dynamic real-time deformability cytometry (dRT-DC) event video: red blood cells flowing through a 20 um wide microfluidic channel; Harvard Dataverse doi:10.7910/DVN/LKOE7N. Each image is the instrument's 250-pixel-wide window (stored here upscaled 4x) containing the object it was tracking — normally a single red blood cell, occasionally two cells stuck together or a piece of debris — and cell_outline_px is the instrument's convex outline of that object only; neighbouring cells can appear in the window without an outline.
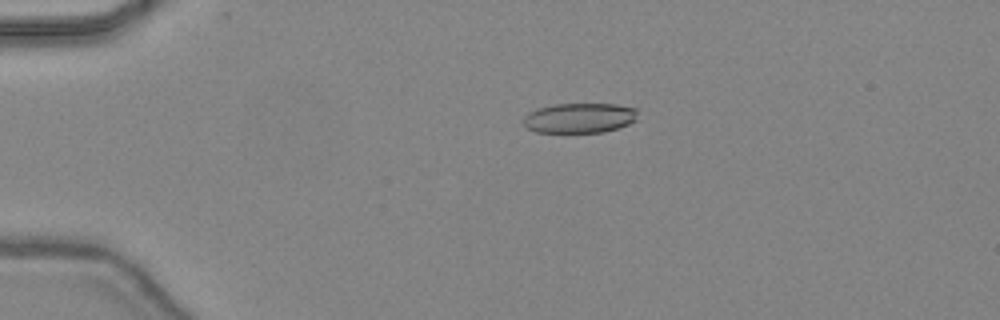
{"species": "common noctule bat (a hibernating species)", "species_latin": "Nyctalus noctula", "temperature_condition": "warm", "stored_images_in_passage": 45, "camera_frame_rate_fps": 3000, "um_per_image_px": 0.085, "animal": {"sex": "female", "body_mass_g": 24.6, "forearm_length_mm": 56.2}, "frame": {"image": 1, "passage_image": 9, "time_ms": 2.667, "image_size_px": [1000, 320], "cell_outline_px": [[636, 120], [628, 124], [604, 132], [536, 132], [528, 128], [524, 124], [524, 116], [528, 112], [536, 108], [556, 104], [616, 104], [636, 108]], "centroid_in_image_um": [49.24, 10.02], "position_along_channel_um": 35.8, "area_um2": 19.88}}
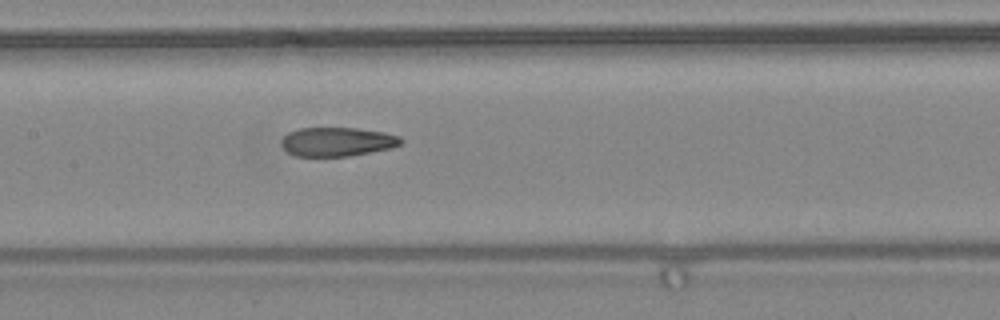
{"frame": {"image": 2, "passage_image": 22, "time_ms": 7.0, "image_size_px": [1000, 320], "cell_outline_px": [[404, 140], [400, 144], [392, 148], [348, 156], [296, 156], [288, 152], [280, 144], [280, 140], [288, 132], [300, 128], [356, 128], [384, 132], [400, 136]], "centroid_in_image_um": [28.66, 12.04], "position_along_channel_um": 178.7, "area_um2": 20.23}}
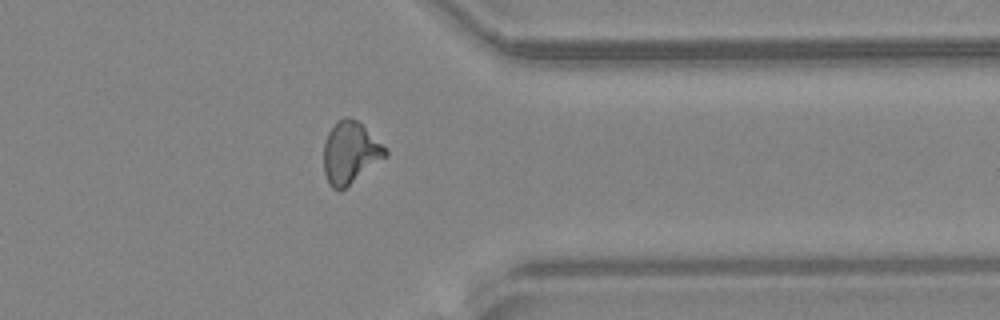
{"frame": {"image": 3, "passage_image": 36, "time_ms": 11.667, "image_size_px": [1000, 320], "cell_outline_px": [[388, 156], [340, 192], [332, 188], [328, 184], [324, 172], [324, 144], [328, 132], [336, 120], [344, 116], [348, 116], [356, 120], [388, 152]], "centroid_in_image_um": [29.73, 13.01], "position_along_channel_um": 381.7, "area_um2": 22.14}, "authors_computed_cell_mechanics": {"area_um2": 21.3282, "velocity_mm_per_s": 4.4821, "shape_relaxation_time_tau1_ms": null, "shape_relaxation_time_tau2_ms": 1.7777, "deformation_change_tau1": null, "deformation_change_tau2": 0.0986}}